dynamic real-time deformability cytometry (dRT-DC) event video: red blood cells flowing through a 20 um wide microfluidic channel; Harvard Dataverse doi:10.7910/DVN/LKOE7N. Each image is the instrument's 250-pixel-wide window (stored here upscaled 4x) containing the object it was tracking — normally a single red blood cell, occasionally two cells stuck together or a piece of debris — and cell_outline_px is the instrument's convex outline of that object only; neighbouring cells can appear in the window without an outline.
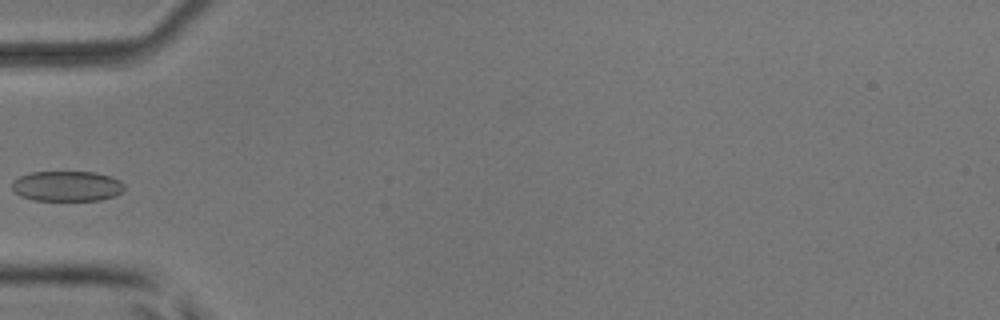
{"species": "common noctule bat (a hibernating species)", "species_latin": "Nyctalus noctula", "temperature_condition": "room temperature", "stored_images_in_passage": 9, "camera_frame_rate_fps": 3000, "um_per_image_px": 0.085, "animal": {"sex": "male", "body_mass_g": 17.9, "forearm_length_mm": 54.2}, "frame": {"image": 1, "passage_image": 1, "time_ms": 0.0, "image_size_px": [1000, 320], "cell_outline_px": [[124, 188], [120, 192], [112, 196], [100, 200], [32, 200], [20, 196], [12, 188], [12, 180], [20, 176], [32, 172], [96, 172], [112, 176], [120, 180], [124, 184]], "centroid_in_image_um": [5.68, 15.81], "position_along_channel_um": 79.3, "area_um2": 19.83}}
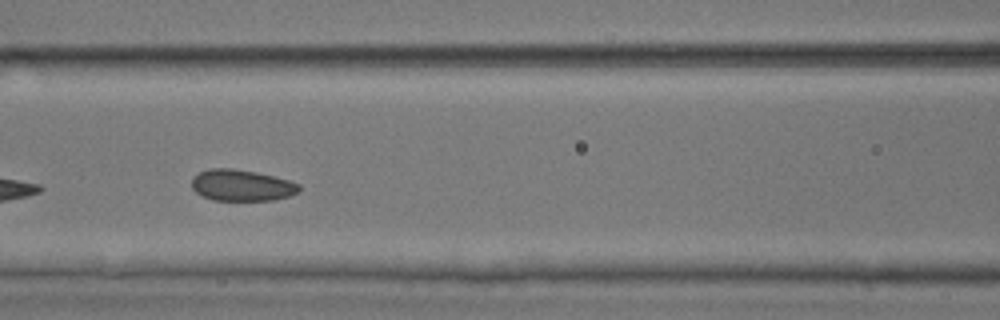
{"frame": {"image": 2, "passage_image": 6, "time_ms": 1.667, "image_size_px": [1000, 320], "cell_outline_px": [[300, 188], [296, 192], [288, 196], [272, 200], [212, 200], [196, 192], [192, 188], [192, 176], [208, 168], [232, 168], [256, 172], [288, 180], [300, 184]], "centroid_in_image_um": [20.5, 15.74], "position_along_channel_um": 146.1, "area_um2": 19.48}}